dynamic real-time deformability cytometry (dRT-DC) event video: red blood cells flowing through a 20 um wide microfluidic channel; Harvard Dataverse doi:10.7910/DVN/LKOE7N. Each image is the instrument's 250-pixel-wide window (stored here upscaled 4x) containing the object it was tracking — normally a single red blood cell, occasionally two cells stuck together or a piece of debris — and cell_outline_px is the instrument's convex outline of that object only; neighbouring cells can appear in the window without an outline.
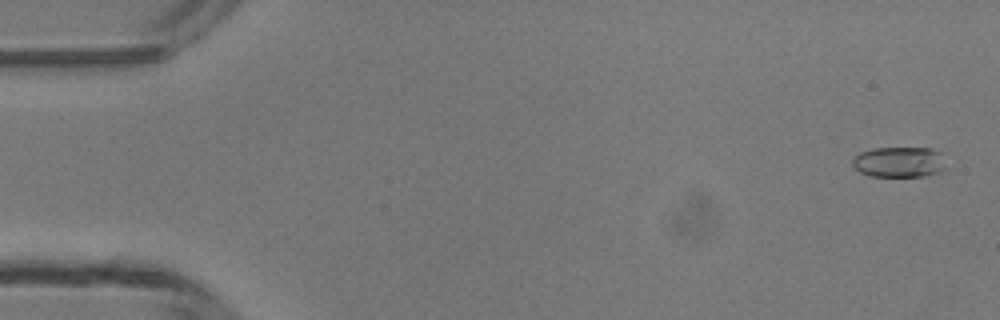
{"species": "common noctule bat (a hibernating species)", "species_latin": "Nyctalus noctula", "temperature_condition": "room temperature", "stored_images_in_passage": 4, "camera_frame_rate_fps": 3000, "um_per_image_px": 0.085, "animal": {"sex": "male", "body_mass_g": 13.3}, "frame": {"image": 1, "passage_image": 1, "time_ms": 0.0, "image_size_px": [1000, 320], "cell_outline_px": [[948, 168], [924, 176], [872, 176], [860, 172], [852, 164], [852, 160], [860, 152], [872, 148], [928, 148], [940, 152]], "centroid_in_image_um": [76.44, 13.77], "position_along_channel_um": 8.6, "area_um2": 16.59}}
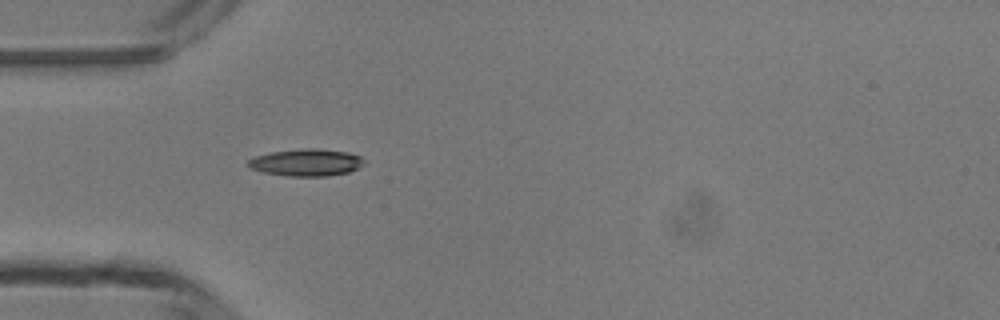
{"frame": {"image": 2, "passage_image": 4, "time_ms": 4.333, "image_size_px": [1000, 320], "cell_outline_px": [[364, 164], [360, 168], [348, 172], [328, 176], [288, 176], [264, 172], [252, 168], [248, 164], [248, 160], [256, 156], [272, 152], [300, 148], [316, 148], [348, 152], [360, 156], [364, 160]], "centroid_in_image_um": [26.09, 13.8], "position_along_channel_um": 58.9, "area_um2": 18.26}}